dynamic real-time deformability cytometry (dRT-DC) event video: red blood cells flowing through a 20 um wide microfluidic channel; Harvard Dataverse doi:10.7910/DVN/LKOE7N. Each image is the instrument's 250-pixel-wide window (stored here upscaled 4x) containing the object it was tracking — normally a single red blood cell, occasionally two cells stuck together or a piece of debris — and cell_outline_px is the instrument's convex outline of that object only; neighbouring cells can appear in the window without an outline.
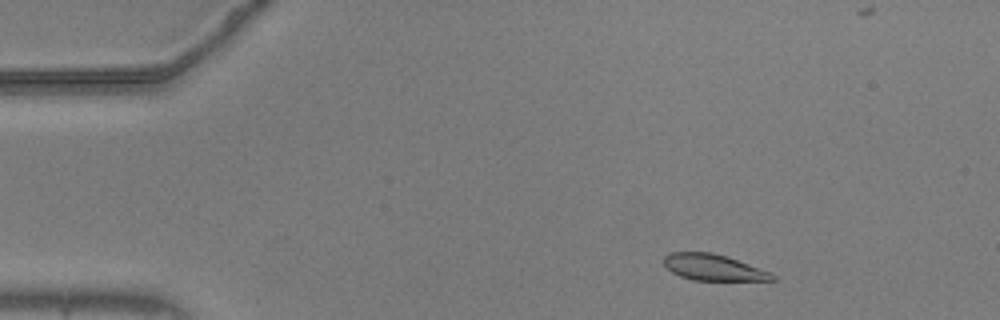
{"species": "common noctule bat (a hibernating species)", "species_latin": "Nyctalus noctula", "temperature_condition": "warm", "stored_images_in_passage": 49, "camera_frame_rate_fps": 3000, "um_per_image_px": 0.085, "animal": {"sex": "male", "body_mass_g": 20.5, "forearm_length_mm": 52.5}, "frame": {"image": 1, "passage_image": 1, "time_ms": 0.0, "image_size_px": [1000, 320], "cell_outline_px": [[776, 280], [692, 280], [680, 276], [672, 272], [664, 264], [664, 256], [672, 252], [712, 252], [772, 272], [776, 276]], "centroid_in_image_um": [60.63, 22.73], "position_along_channel_um": 24.4, "area_um2": 16.36}}
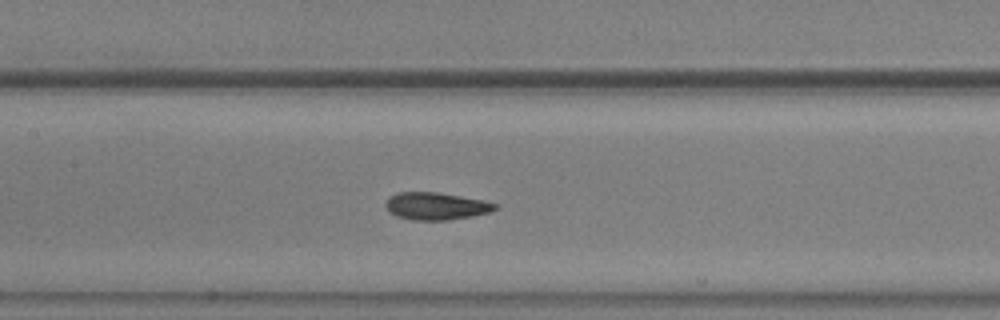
{"frame": {"image": 2, "passage_image": 19, "time_ms": 6.0, "image_size_px": [1000, 320], "cell_outline_px": [[500, 208], [488, 212], [472, 216], [448, 220], [412, 220], [396, 216], [388, 212], [384, 204], [388, 196], [400, 192], [440, 192], [484, 200], [500, 204]], "centroid_in_image_um": [37.07, 17.51], "position_along_channel_um": 170.3, "area_um2": 17.8}}
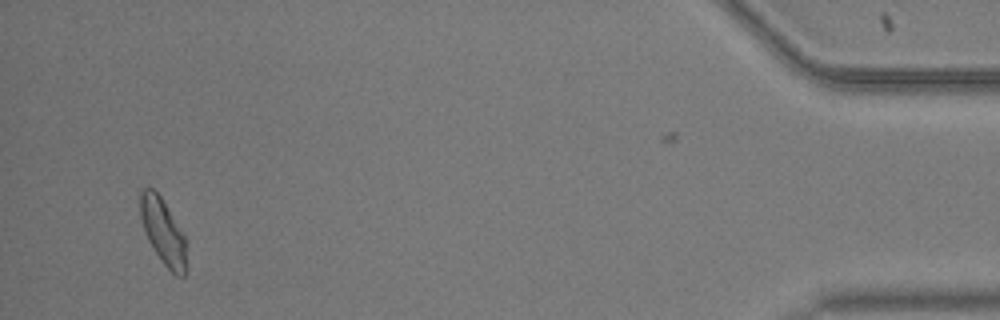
{"frame": {"image": 3, "passage_image": 46, "time_ms": 15.0, "image_size_px": [1000, 320], "cell_outline_px": [[188, 240], [184, 276], [176, 276], [164, 264], [148, 240], [140, 216], [140, 192], [144, 188], [152, 188], [160, 196]], "centroid_in_image_um": [13.89, 19.69], "position_along_channel_um": 421.3, "area_um2": 17.57}}